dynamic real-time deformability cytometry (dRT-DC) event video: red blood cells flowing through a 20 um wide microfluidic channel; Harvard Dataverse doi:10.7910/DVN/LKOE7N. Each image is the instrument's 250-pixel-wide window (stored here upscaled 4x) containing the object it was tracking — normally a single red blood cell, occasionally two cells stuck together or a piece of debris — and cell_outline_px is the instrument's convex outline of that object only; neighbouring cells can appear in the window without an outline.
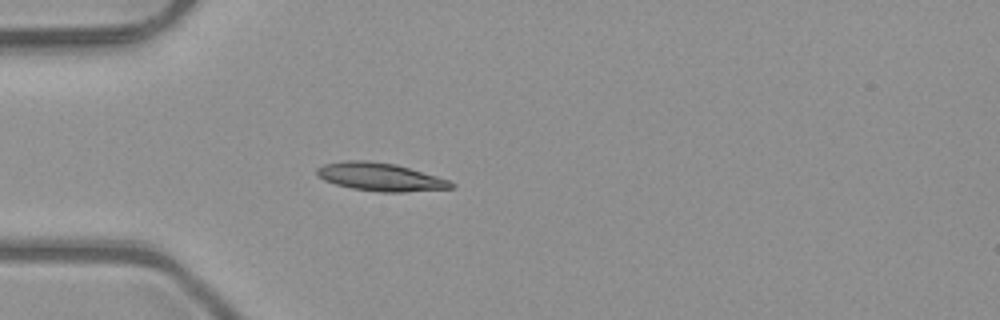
{"species": "common noctule bat (a hibernating species)", "species_latin": "Nyctalus noctula", "temperature_condition": "room temperature", "stored_images_in_passage": 5, "camera_frame_rate_fps": 3000, "um_per_image_px": 0.085, "animal": {"sex": "male", "body_mass_g": 23.1, "forearm_length_mm": 52.7}, "frame": {"image": 1, "passage_image": 5, "time_ms": 1.333, "image_size_px": [1000, 320], "cell_outline_px": [[456, 184], [452, 188], [404, 192], [380, 192], [352, 188], [336, 184], [324, 180], [316, 172], [316, 168], [324, 164], [344, 160], [368, 160], [396, 164], [436, 176], [448, 180]], "centroid_in_image_um": [32.31, 15.03], "position_along_channel_um": 52.7, "area_um2": 21.85}}